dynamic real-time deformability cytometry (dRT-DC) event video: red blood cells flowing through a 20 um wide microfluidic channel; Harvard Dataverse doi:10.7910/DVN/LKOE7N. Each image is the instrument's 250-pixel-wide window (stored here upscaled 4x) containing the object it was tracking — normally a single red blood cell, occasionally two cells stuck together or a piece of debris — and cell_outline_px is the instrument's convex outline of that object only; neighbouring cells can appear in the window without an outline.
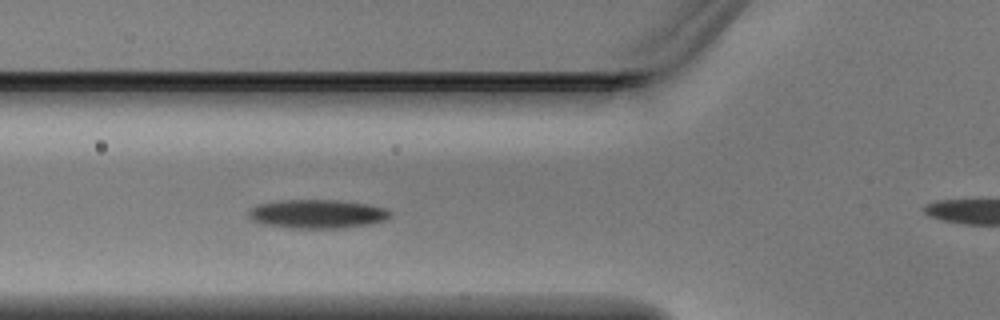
{"species": "Egyptian fruit bat (a non-hibernating species)", "species_latin": "Rousettus aegyptiacus", "temperature_condition": "warm", "stored_images_in_passage": 3, "segment_of_instrument_passage": [1, 2], "camera_frame_rate_fps": 3000, "um_per_image_px": 0.085, "animal": {"sex": "male"}, "frame": {"image": 1, "passage_image": 2, "time_ms": 0.333, "image_size_px": [1000, 320], "cell_outline_px": [[392, 212], [384, 220], [372, 224], [344, 228], [292, 228], [268, 224], [252, 220], [248, 216], [248, 212], [256, 204], [280, 200], [336, 200], [368, 204], [384, 208]], "centroid_in_image_um": [26.98, 18.18], "position_along_channel_um": 98.8, "area_um2": 23.64}}